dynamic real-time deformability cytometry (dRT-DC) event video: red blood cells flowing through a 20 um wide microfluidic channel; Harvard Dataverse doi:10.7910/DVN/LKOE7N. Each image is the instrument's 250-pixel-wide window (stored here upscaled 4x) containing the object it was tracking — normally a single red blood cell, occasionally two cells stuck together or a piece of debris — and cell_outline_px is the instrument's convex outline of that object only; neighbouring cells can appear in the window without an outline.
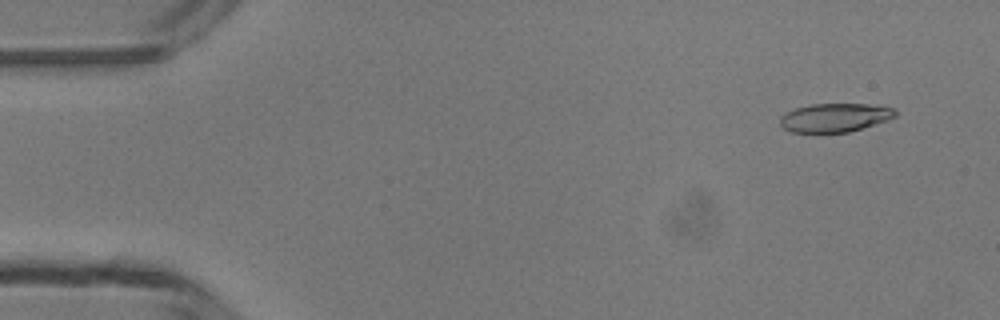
{"species": "common noctule bat (a hibernating species)", "species_latin": "Nyctalus noctula", "temperature_condition": "room temperature", "stored_images_in_passage": 50, "camera_frame_rate_fps": 3000, "um_per_image_px": 0.085, "animal": {"sex": "male", "body_mass_g": 13.3}, "frame": {"image": 1, "passage_image": 4, "time_ms": 1.0, "image_size_px": [1000, 320], "cell_outline_px": [[896, 116], [888, 120], [848, 132], [792, 132], [784, 128], [780, 124], [780, 116], [784, 112], [796, 108], [812, 104], [868, 104], [896, 108]], "centroid_in_image_um": [70.96, 9.99], "position_along_channel_um": 14.0, "area_um2": 19.19}}
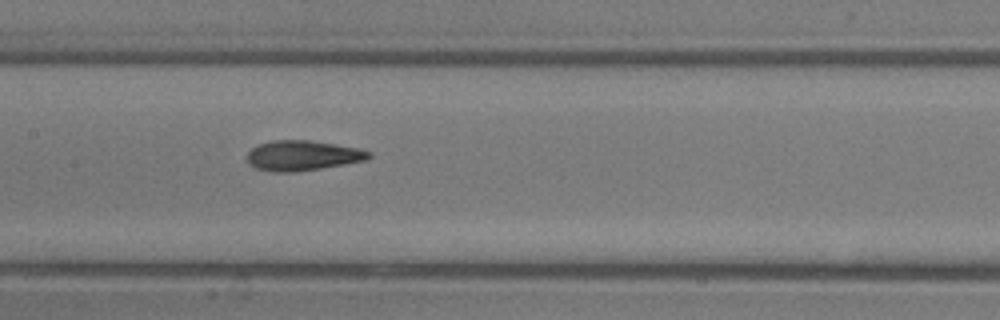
{"frame": {"image": 2, "passage_image": 24, "time_ms": 7.667, "image_size_px": [1000, 320], "cell_outline_px": [[372, 156], [364, 160], [344, 164], [296, 172], [272, 172], [256, 168], [248, 164], [248, 152], [256, 144], [272, 140], [312, 140], [360, 148], [372, 152]], "centroid_in_image_um": [25.71, 13.21], "position_along_channel_um": 181.7, "area_um2": 21.5}}
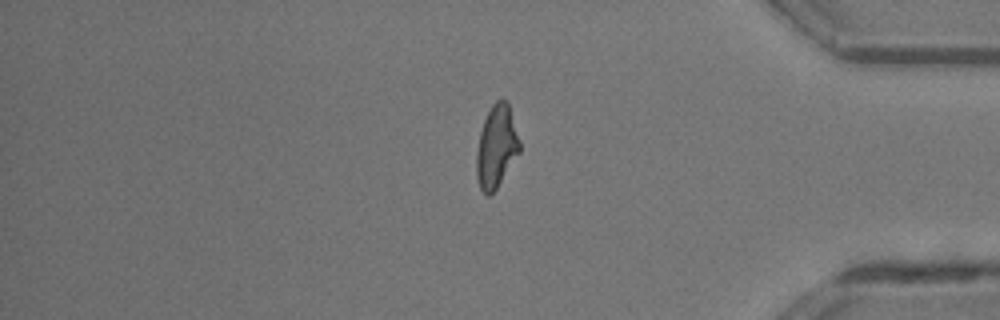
{"frame": {"image": 3, "passage_image": 41, "time_ms": 13.333, "image_size_px": [1000, 320], "cell_outline_px": [[520, 152], [496, 188], [488, 196], [480, 188], [476, 176], [476, 152], [480, 132], [484, 120], [492, 104], [496, 100], [508, 100], [520, 140]], "centroid_in_image_um": [42.2, 12.43], "position_along_channel_um": 393.0, "area_um2": 20.69}, "authors_computed_cell_mechanics": {"area_um2": 20.6924, "velocity_mm_per_s": 4.2213, "shape_relaxation_time_tau1_ms": 4.1138, "shape_relaxation_time_tau2_ms": 2.0175, "deformation_change_tau1": 0.1521, "deformation_change_tau2": 0.1087}}